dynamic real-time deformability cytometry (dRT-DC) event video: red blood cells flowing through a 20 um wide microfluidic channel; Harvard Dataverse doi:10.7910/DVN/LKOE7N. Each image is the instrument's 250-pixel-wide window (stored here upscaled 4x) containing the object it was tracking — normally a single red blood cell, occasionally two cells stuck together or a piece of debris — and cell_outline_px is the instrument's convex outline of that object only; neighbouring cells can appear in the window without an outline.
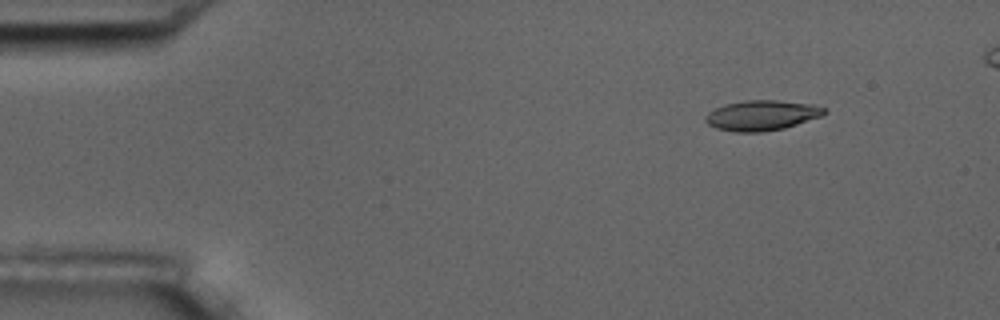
{"species": "common noctule bat (a hibernating species)", "species_latin": "Nyctalus noctula", "temperature_condition": "room temperature", "stored_images_in_passage": 4, "camera_frame_rate_fps": 3000, "um_per_image_px": 0.085, "animal": {"sex": "male", "body_mass_g": 17.5, "forearm_length_mm": 52.3}, "frame": {"image": 1, "passage_image": 1, "time_ms": 0.0, "image_size_px": [1000, 320], "cell_outline_px": [[828, 112], [824, 116], [784, 128], [760, 132], [736, 132], [716, 128], [708, 124], [704, 120], [704, 116], [708, 112], [724, 104], [744, 100], [776, 100], [812, 104], [828, 108]], "centroid_in_image_um": [64.78, 9.8], "position_along_channel_um": 20.2, "area_um2": 21.15}}